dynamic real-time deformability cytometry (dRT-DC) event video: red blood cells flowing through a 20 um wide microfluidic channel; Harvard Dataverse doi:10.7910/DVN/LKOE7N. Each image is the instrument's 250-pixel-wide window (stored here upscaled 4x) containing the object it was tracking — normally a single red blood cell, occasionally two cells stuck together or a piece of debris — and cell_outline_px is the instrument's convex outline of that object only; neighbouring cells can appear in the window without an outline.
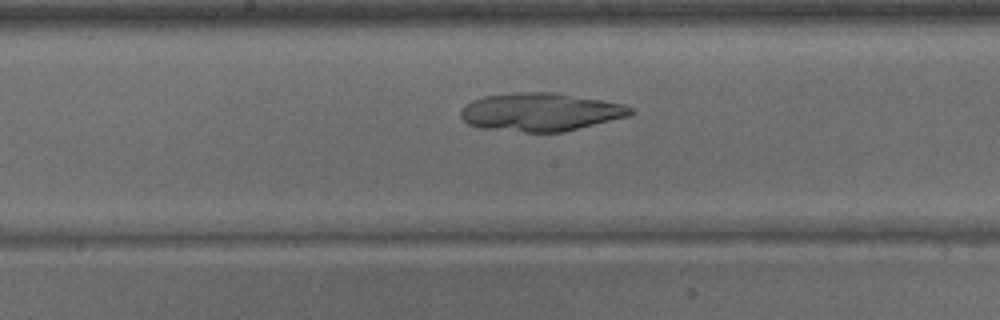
{"species": "common noctule bat (a hibernating species)", "species_latin": "Nyctalus noctula", "temperature_condition": "warm", "stored_images_in_passage": 27, "camera_frame_rate_fps": 3000, "um_per_image_px": 0.085, "animal": {"sex": "male", "body_mass_g": 15.6}, "frame": {"image": 1, "passage_image": 12, "time_ms": 3.667, "image_size_px": [1000, 320], "cell_outline_px": [[636, 112], [632, 116], [564, 132], [524, 132], [484, 128], [468, 124], [460, 116], [460, 112], [472, 100], [484, 96], [516, 92], [556, 92], [624, 104], [632, 108]], "centroid_in_image_um": [46.02, 9.52], "position_along_channel_um": 202.2, "area_um2": 37.97}}
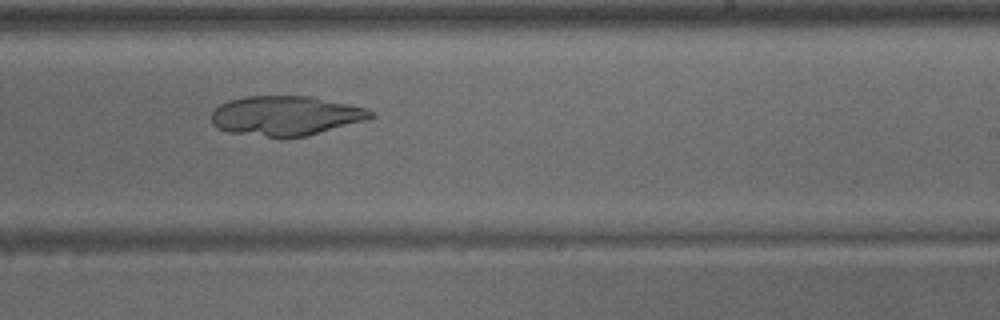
{"frame": {"image": 2, "passage_image": 16, "time_ms": 5.0, "image_size_px": [1000, 320], "cell_outline_px": [[376, 116], [364, 120], [304, 136], [268, 136], [228, 132], [216, 128], [212, 124], [212, 112], [220, 104], [228, 100], [244, 96], [312, 96], [368, 108], [376, 112]], "centroid_in_image_um": [24.28, 9.81], "position_along_channel_um": 264.7, "area_um2": 36.47}}